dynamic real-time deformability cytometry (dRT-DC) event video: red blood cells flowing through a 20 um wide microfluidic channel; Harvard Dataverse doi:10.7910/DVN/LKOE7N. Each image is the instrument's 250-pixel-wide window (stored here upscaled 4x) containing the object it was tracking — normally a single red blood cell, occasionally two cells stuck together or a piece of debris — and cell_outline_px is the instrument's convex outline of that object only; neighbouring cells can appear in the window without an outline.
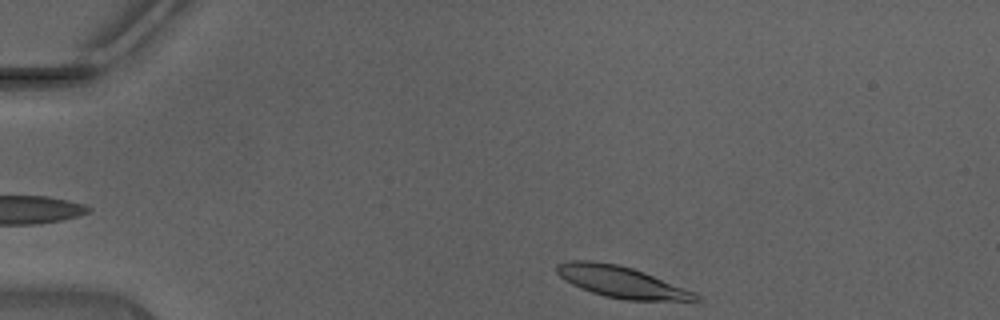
{"species": "Egyptian fruit bat (a non-hibernating species)", "species_latin": "Rousettus aegyptiacus", "temperature_condition": "warm", "stored_images_in_passage": 39, "camera_frame_rate_fps": 3000, "um_per_image_px": 0.085, "animal": {"sex": "male"}, "frame": {"image": 1, "passage_image": 1, "time_ms": 0.0, "image_size_px": [1000, 320], "cell_outline_px": [[704, 300], [696, 304], [692, 304], [628, 300], [604, 296], [580, 288], [564, 280], [556, 272], [556, 264], [572, 260], [588, 260], [616, 264], [632, 268], [644, 272], [696, 292]], "centroid_in_image_um": [53.01, 24.03], "position_along_channel_um": 32.0, "area_um2": 26.41}}
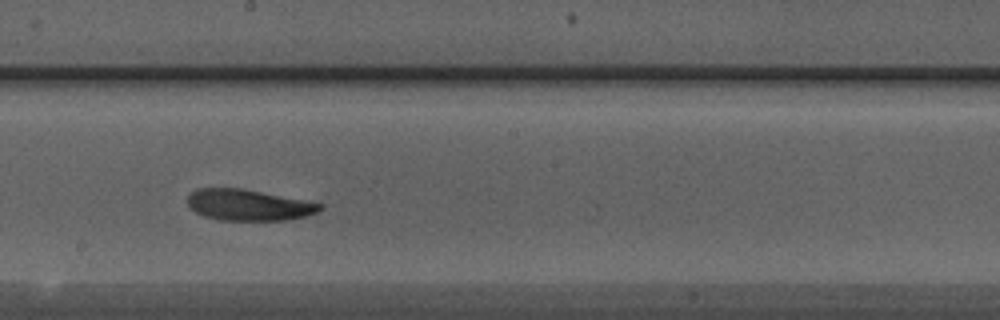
{"frame": {"image": 2, "passage_image": 19, "time_ms": 6.0, "image_size_px": [1000, 320], "cell_outline_px": [[324, 208], [308, 216], [288, 220], [220, 220], [204, 216], [188, 208], [188, 192], [196, 188], [244, 188], [324, 204]], "centroid_in_image_um": [21.11, 17.42], "position_along_channel_um": 227.1, "area_um2": 24.33}}
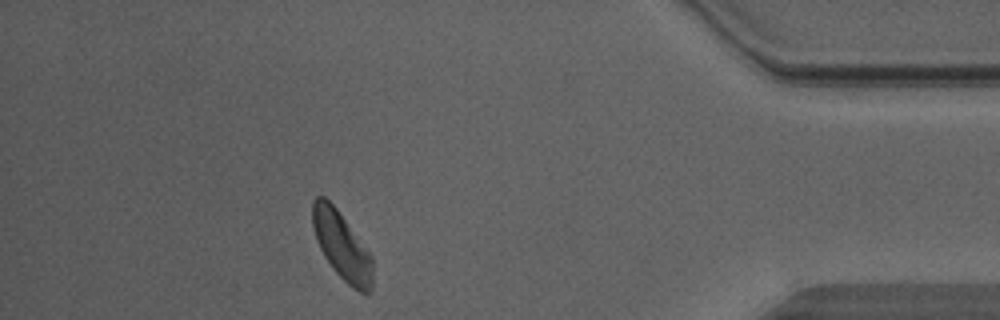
{"frame": {"image": 3, "passage_image": 34, "time_ms": 11.0, "image_size_px": [1000, 320], "cell_outline_px": [[372, 292], [368, 296], [352, 288], [332, 268], [324, 256], [316, 240], [312, 224], [312, 200], [316, 196], [324, 196], [336, 208], [372, 256]], "centroid_in_image_um": [29.05, 20.92], "position_along_channel_um": 406.1, "area_um2": 23.7}, "authors_computed_cell_mechanics": {"area_um2": 24.4494, "velocity_mm_per_s": 4.4104, "shape_relaxation_time_tau1_ms": 2.4745, "shape_relaxation_time_tau2_ms": null, "deformation_change_tau1": 0.1061, "deformation_change_tau2": null}}